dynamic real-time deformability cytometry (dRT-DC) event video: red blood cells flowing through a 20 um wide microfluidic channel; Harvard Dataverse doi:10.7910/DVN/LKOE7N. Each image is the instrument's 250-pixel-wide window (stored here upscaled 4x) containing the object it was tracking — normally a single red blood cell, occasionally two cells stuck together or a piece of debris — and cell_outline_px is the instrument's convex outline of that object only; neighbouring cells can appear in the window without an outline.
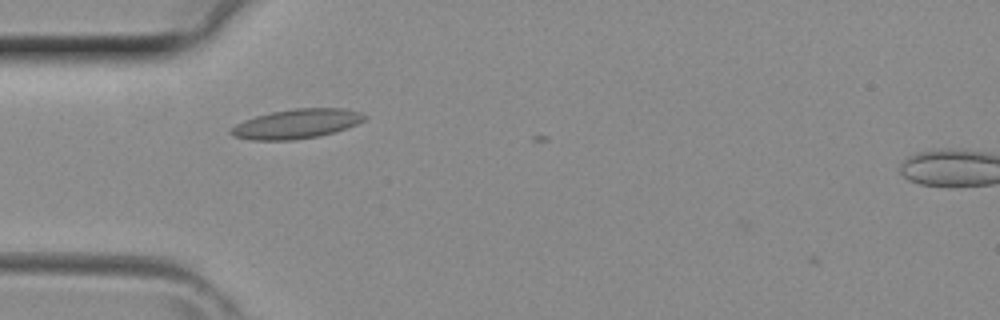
{"species": "common noctule bat (a hibernating species)", "species_latin": "Nyctalus noctula", "temperature_condition": "room temperature", "stored_images_in_passage": 5, "camera_frame_rate_fps": 3000, "um_per_image_px": 0.085, "animal": {"sex": "female", "body_mass_g": 29.2, "forearm_length_mm": 56.3}, "frame": {"image": 1, "passage_image": 4, "time_ms": 1.0, "image_size_px": [1000, 320], "cell_outline_px": [[368, 116], [364, 120], [356, 124], [320, 136], [292, 140], [252, 140], [236, 136], [228, 132], [236, 124], [244, 120], [256, 116], [272, 112], [296, 108], [344, 108], [360, 112]], "centroid_in_image_um": [25.22, 10.52], "position_along_channel_um": 59.8, "area_um2": 22.66}}